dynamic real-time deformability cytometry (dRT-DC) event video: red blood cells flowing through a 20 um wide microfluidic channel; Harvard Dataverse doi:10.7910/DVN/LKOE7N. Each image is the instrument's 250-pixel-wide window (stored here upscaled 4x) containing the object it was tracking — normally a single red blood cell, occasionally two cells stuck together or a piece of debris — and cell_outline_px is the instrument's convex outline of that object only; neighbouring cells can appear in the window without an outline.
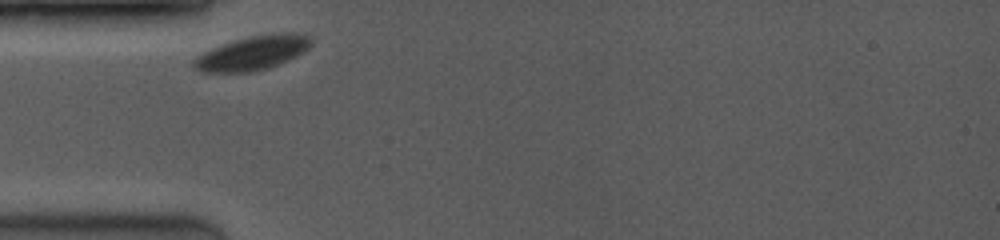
{"species": "common noctule bat (a hibernating species)", "species_latin": "Nyctalus noctula", "temperature_condition": "room temperature", "stored_images_in_passage": 3, "camera_frame_rate_fps": 3500, "um_per_image_px": 0.085, "animal": {"sex": "female", "body_mass_g": 19.0, "forearm_length_mm": 53.3}, "frame": {"image": 1, "passage_image": 1, "time_ms": 0.0, "image_size_px": [1000, 240], "cell_outline_px": [[312, 44], [304, 52], [288, 60], [268, 68], [252, 72], [200, 72], [192, 64], [192, 60], [196, 56], [212, 48], [236, 40], [252, 36], [272, 32], [288, 32], [308, 36], [312, 40]], "centroid_in_image_um": [21.47, 4.5], "position_along_channel_um": 63.5, "area_um2": 23.24}}
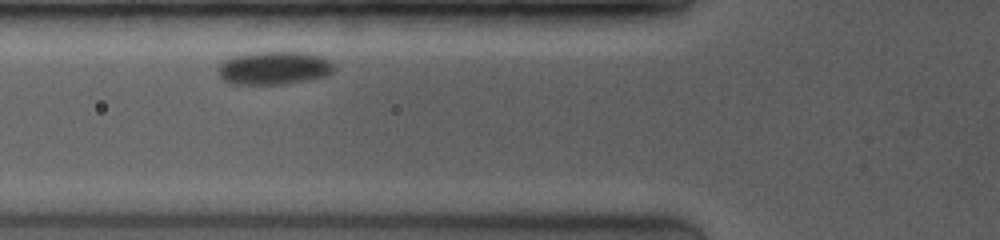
{"frame": {"image": 2, "passage_image": 2, "time_ms": 1.143, "image_size_px": [1000, 240], "cell_outline_px": [[336, 68], [328, 76], [308, 80], [284, 84], [236, 84], [224, 80], [220, 76], [220, 64], [224, 60], [236, 56], [256, 52], [304, 52], [320, 56], [328, 60]], "centroid_in_image_um": [23.35, 5.78], "position_along_channel_um": 102.5, "area_um2": 22.2}}